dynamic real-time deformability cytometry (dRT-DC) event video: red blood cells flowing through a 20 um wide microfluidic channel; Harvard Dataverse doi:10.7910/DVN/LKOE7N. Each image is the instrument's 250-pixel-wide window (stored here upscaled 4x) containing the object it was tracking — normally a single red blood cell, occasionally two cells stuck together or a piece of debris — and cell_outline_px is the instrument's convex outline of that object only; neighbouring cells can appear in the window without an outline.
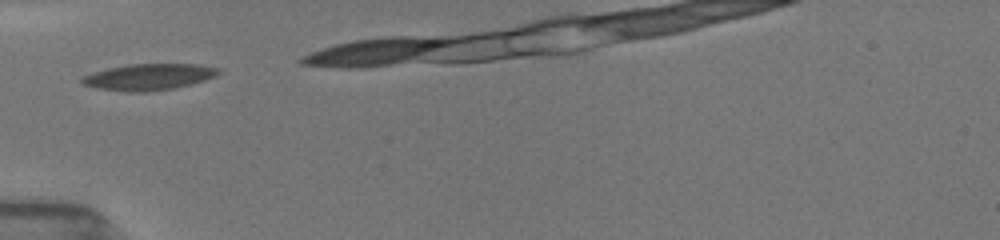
{"species": "common noctule bat (a hibernating species)", "species_latin": "Nyctalus noctula", "temperature_condition": "room temperature", "stored_images_in_passage": 18, "camera_frame_rate_fps": 3000, "um_per_image_px": 0.085, "animal": {"sex": "female", "body_mass_g": 19.5, "forearm_length_mm": 54.1}, "frame": {"image": 1, "passage_image": 1, "time_ms": 0.0, "image_size_px": [1000, 240], "cell_outline_px": [[220, 72], [216, 76], [192, 84], [176, 88], [144, 92], [128, 92], [96, 88], [84, 84], [80, 80], [80, 76], [92, 72], [108, 68], [128, 64], [196, 64], [220, 68]], "centroid_in_image_um": [12.63, 6.54], "position_along_channel_um": 72.4, "area_um2": 21.1}}